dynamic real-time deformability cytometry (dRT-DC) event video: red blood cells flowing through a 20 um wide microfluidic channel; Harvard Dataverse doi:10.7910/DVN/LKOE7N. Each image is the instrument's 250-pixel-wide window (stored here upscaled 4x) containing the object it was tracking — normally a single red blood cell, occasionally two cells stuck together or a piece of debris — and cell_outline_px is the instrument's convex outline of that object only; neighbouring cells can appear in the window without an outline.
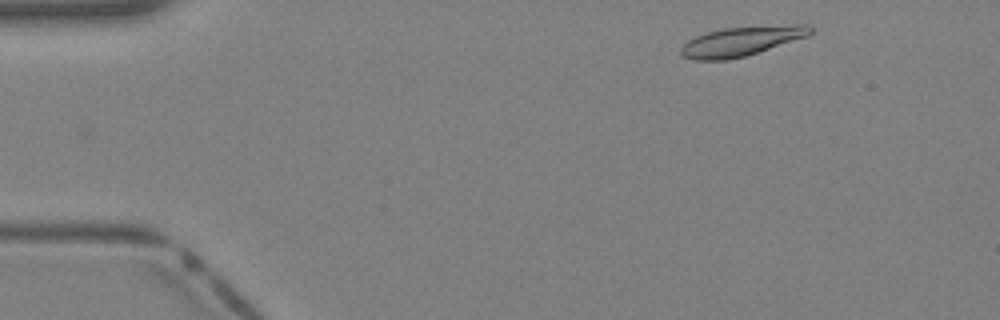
{"species": "Egyptian fruit bat (a non-hibernating species)", "species_latin": "Rousettus aegyptiacus", "temperature_condition": "warm", "stored_images_in_passage": 37, "camera_frame_rate_fps": 3000, "um_per_image_px": 0.085, "animal": {"sex": "female"}, "frame": {"image": 1, "passage_image": 3, "time_ms": 0.667, "image_size_px": [1000, 320], "cell_outline_px": [[812, 32], [808, 36], [744, 56], [724, 60], [692, 60], [680, 56], [680, 48], [688, 40], [696, 36], [708, 32], [724, 28], [792, 24], [808, 24], [812, 28]], "centroid_in_image_um": [63.0, 3.5], "position_along_channel_um": 22.0, "area_um2": 22.08}}
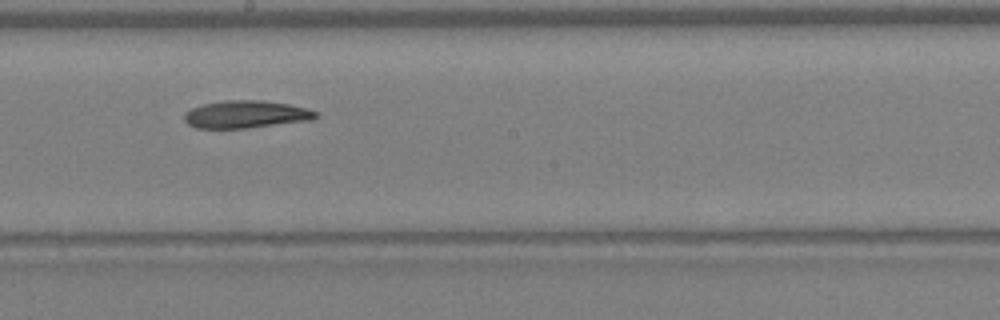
{"frame": {"image": 2, "passage_image": 20, "time_ms": 6.333, "image_size_px": [1000, 320], "cell_outline_px": [[320, 116], [312, 120], [248, 128], [196, 128], [188, 124], [184, 120], [184, 112], [192, 108], [204, 104], [228, 100], [260, 100], [288, 104], [304, 108], [316, 112]], "centroid_in_image_um": [20.89, 9.73], "position_along_channel_um": 227.3, "area_um2": 20.98}}
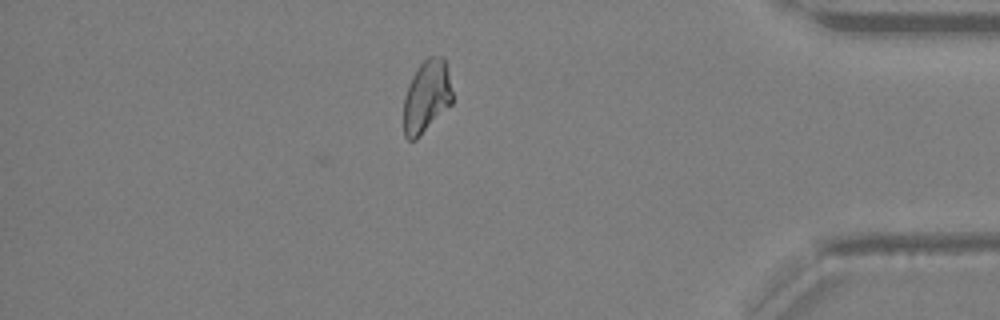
{"frame": {"image": 3, "passage_image": 32, "time_ms": 10.333, "image_size_px": [1000, 320], "cell_outline_px": [[452, 104], [416, 140], [408, 140], [404, 136], [404, 96], [408, 84], [412, 76], [420, 64], [428, 56], [444, 56], [448, 72], [452, 92]], "centroid_in_image_um": [36.26, 8.2], "position_along_channel_um": 398.9, "area_um2": 20.69}}